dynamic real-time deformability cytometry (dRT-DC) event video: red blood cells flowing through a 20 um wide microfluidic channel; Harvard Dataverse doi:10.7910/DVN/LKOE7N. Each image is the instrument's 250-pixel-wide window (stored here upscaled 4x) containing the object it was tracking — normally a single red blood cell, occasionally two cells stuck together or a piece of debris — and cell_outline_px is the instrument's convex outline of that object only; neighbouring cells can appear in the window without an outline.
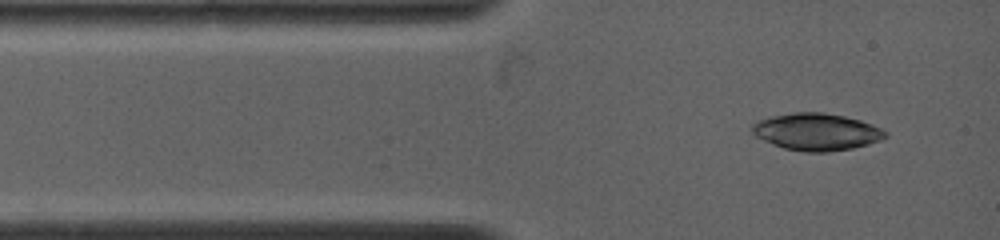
{"species": "common noctule bat (a hibernating species)", "species_latin": "Nyctalus noctula", "temperature_condition": "warm", "stored_images_in_passage": 2, "camera_frame_rate_fps": 4500, "um_per_image_px": 0.085, "animal": {"sex": "female", "body_mass_g": 19.0, "forearm_length_mm": 53.3}, "frame": {"image": 1, "passage_image": 1, "time_ms": 0.0, "image_size_px": [1000, 240], "cell_outline_px": [[888, 136], [880, 140], [852, 148], [828, 152], [808, 152], [784, 148], [756, 136], [752, 132], [752, 124], [756, 120], [768, 116], [792, 112], [824, 112], [844, 116], [860, 120], [872, 124], [888, 132]], "centroid_in_image_um": [69.4, 11.18], "position_along_channel_um": 15.6, "area_um2": 28.78}}